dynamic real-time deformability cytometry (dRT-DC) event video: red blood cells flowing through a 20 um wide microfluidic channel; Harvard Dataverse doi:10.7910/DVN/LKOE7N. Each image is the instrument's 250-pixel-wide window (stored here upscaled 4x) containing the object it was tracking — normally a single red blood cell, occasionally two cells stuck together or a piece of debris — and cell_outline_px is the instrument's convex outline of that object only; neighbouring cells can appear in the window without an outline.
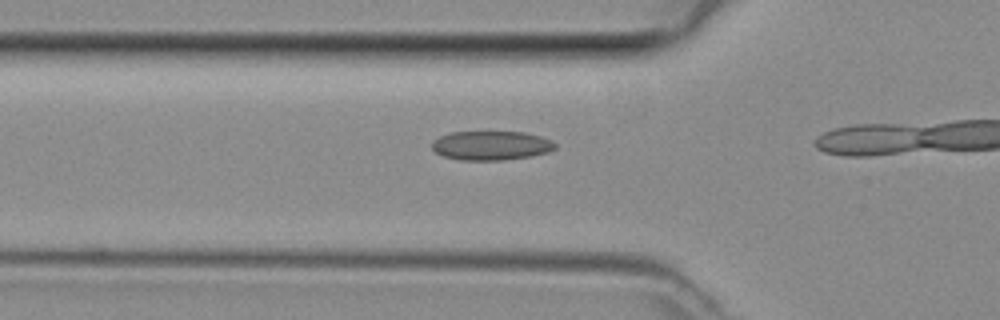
{"species": "common noctule bat (a hibernating species)", "species_latin": "Nyctalus noctula", "temperature_condition": "room temperature", "stored_images_in_passage": 6, "segment_of_instrument_passage": [2, 2], "camera_frame_rate_fps": 3000, "um_per_image_px": 0.085, "animal": {"sex": "female", "body_mass_g": 29.2, "forearm_length_mm": 56.3}, "frame": {"image": 1, "passage_image": 6, "time_ms": 1.667, "image_size_px": [1000, 320], "cell_outline_px": [[556, 148], [548, 152], [532, 156], [504, 160], [460, 160], [444, 156], [436, 152], [432, 148], [432, 140], [440, 136], [452, 132], [524, 132], [540, 136], [552, 140], [556, 144]], "centroid_in_image_um": [41.76, 12.37], "position_along_channel_um": 84.0, "area_um2": 20.98}}